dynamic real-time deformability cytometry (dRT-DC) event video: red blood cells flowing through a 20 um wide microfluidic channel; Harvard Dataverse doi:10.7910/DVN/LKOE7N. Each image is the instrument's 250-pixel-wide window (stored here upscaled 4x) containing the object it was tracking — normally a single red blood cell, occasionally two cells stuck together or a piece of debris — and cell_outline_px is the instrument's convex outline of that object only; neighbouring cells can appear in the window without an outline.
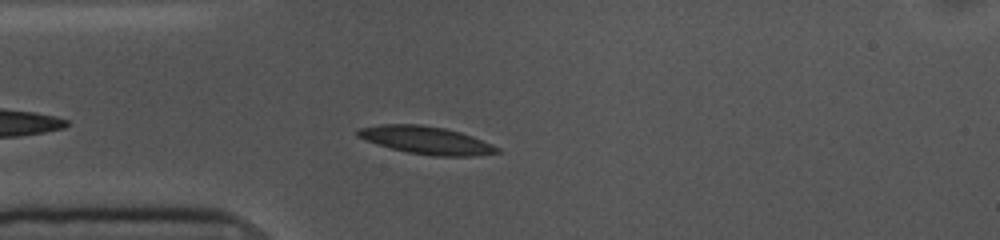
{"species": "common noctule bat (a hibernating species)", "species_latin": "Nyctalus noctula", "temperature_condition": "cold", "stored_images_in_passage": 21, "camera_frame_rate_fps": 3000, "um_per_image_px": 0.085, "animal": {"sex": "female", "body_mass_g": 10.0, "forearm_length_mm": 53.1}, "frame": {"image": 1, "passage_image": 6, "time_ms": 1.667, "image_size_px": [1000, 240], "cell_outline_px": [[500, 152], [472, 156], [436, 156], [408, 152], [392, 148], [356, 136], [356, 128], [380, 124], [420, 124], [444, 128], [460, 132], [472, 136], [492, 144], [500, 148]], "centroid_in_image_um": [36.23, 11.9], "position_along_channel_um": 48.8, "area_um2": 22.31}}
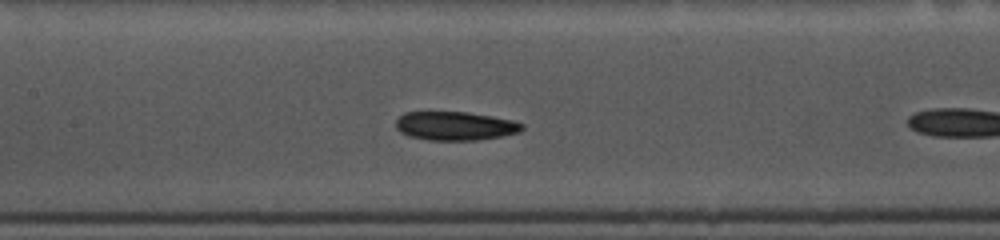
{"frame": {"image": 2, "passage_image": 13, "time_ms": 4.0, "image_size_px": [1000, 240], "cell_outline_px": [[524, 128], [520, 132], [504, 136], [476, 140], [428, 140], [408, 136], [400, 132], [396, 128], [396, 120], [404, 112], [468, 112], [492, 116], [512, 120], [524, 124]], "centroid_in_image_um": [38.7, 10.71], "position_along_channel_um": 168.7, "area_um2": 21.27}}
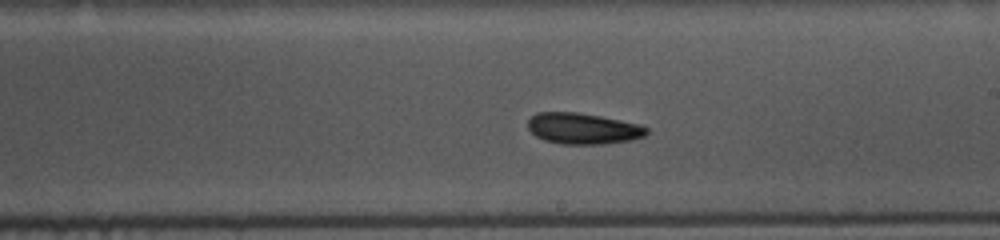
{"frame": {"image": 3, "passage_image": 19, "time_ms": 6.0, "image_size_px": [1000, 240], "cell_outline_px": [[648, 132], [644, 136], [632, 140], [604, 144], [560, 144], [544, 140], [536, 136], [528, 128], [528, 120], [536, 112], [580, 112], [640, 124], [648, 128]], "centroid_in_image_um": [49.56, 10.92], "position_along_channel_um": 239.4, "area_um2": 21.62}}